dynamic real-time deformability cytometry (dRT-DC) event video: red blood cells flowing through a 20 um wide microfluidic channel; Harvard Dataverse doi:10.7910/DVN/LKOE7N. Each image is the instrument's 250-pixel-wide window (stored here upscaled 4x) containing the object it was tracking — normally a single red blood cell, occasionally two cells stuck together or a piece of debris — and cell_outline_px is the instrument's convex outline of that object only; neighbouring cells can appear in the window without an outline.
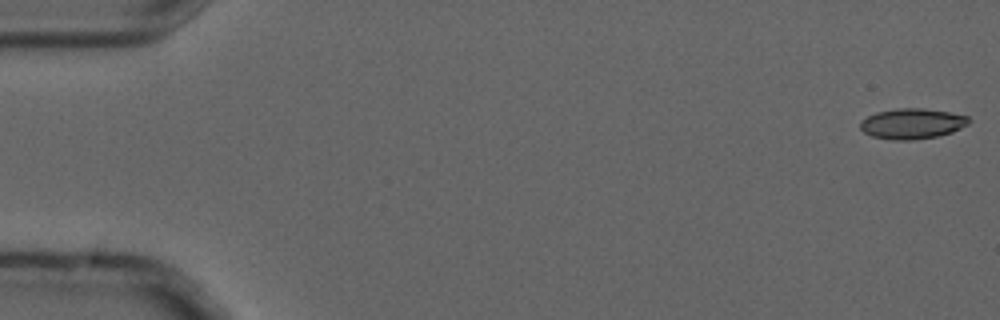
{"species": "common noctule bat (a hibernating species)", "species_latin": "Nyctalus noctula", "temperature_condition": "cold", "stored_images_in_passage": 6, "camera_frame_rate_fps": 3000, "um_per_image_px": 0.085, "animal": {"sex": "male", "forearm_length_mm": 52.5}, "frame": {"image": 1, "passage_image": 1, "time_ms": 0.0, "image_size_px": [1000, 320], "cell_outline_px": [[972, 120], [968, 124], [952, 132], [936, 136], [912, 140], [892, 140], [872, 136], [864, 132], [860, 128], [860, 120], [876, 112], [896, 108], [924, 108], [948, 112], [968, 116]], "centroid_in_image_um": [77.52, 10.5], "position_along_channel_um": 7.5, "area_um2": 19.31}}
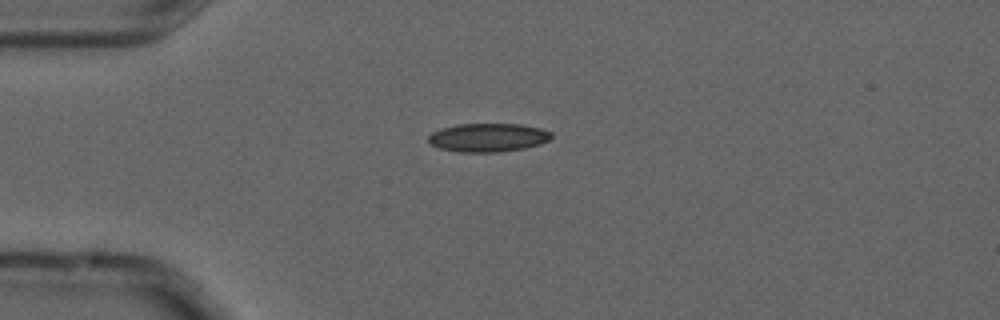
{"frame": {"image": 2, "passage_image": 4, "time_ms": 1.0, "image_size_px": [1000, 320], "cell_outline_px": [[552, 136], [548, 140], [540, 144], [524, 148], [500, 152], [460, 152], [440, 148], [432, 144], [428, 140], [428, 136], [432, 132], [456, 124], [520, 124], [540, 128], [552, 132]], "centroid_in_image_um": [41.5, 11.69], "position_along_channel_um": 43.5, "area_um2": 20.35}}